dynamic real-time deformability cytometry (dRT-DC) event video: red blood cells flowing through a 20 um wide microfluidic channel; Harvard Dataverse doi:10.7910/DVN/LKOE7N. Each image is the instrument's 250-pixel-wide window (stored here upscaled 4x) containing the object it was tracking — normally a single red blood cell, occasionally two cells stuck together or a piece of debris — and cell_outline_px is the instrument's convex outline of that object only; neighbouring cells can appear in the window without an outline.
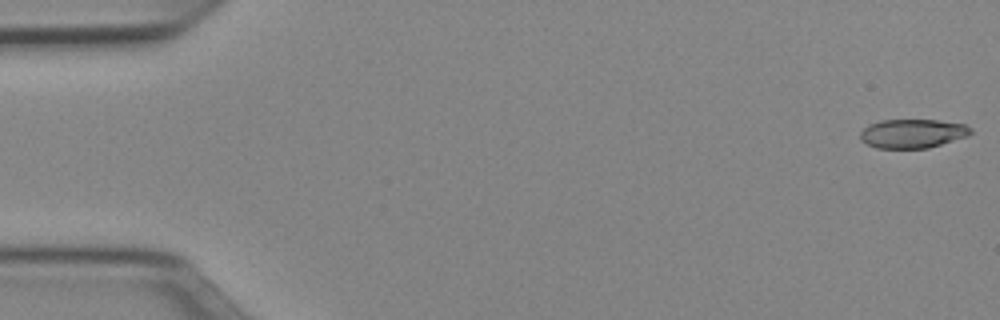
{"species": "Egyptian fruit bat (a non-hibernating species)", "species_latin": "Rousettus aegyptiacus", "temperature_condition": "cold", "stored_images_in_passage": 52, "segment_of_instrument_passage": [1, 2], "camera_frame_rate_fps": 3000, "um_per_image_px": 0.085, "animal": {"sex": "female"}, "frame": {"image": 1, "passage_image": 1, "time_ms": 0.0, "image_size_px": [1000, 320], "cell_outline_px": [[972, 132], [968, 136], [928, 148], [876, 148], [860, 140], [860, 132], [868, 124], [880, 120], [936, 120], [964, 124], [972, 128]], "centroid_in_image_um": [77.55, 11.35], "position_along_channel_um": 7.4, "area_um2": 18.67}}
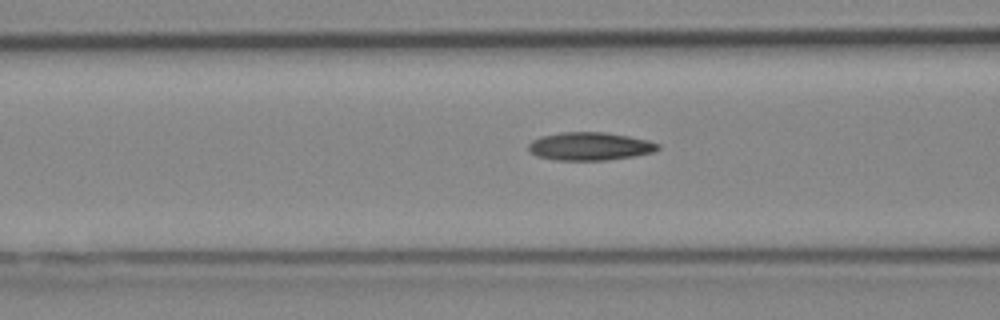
{"frame": {"image": 2, "passage_image": 20, "time_ms": 6.333, "image_size_px": [1000, 320], "cell_outline_px": [[660, 148], [652, 152], [636, 156], [608, 160], [556, 160], [536, 156], [528, 148], [528, 144], [532, 140], [540, 136], [560, 132], [604, 132], [628, 136], [648, 140], [660, 144]], "centroid_in_image_um": [50.14, 12.43], "position_along_channel_um": 116.5, "area_um2": 21.27}}
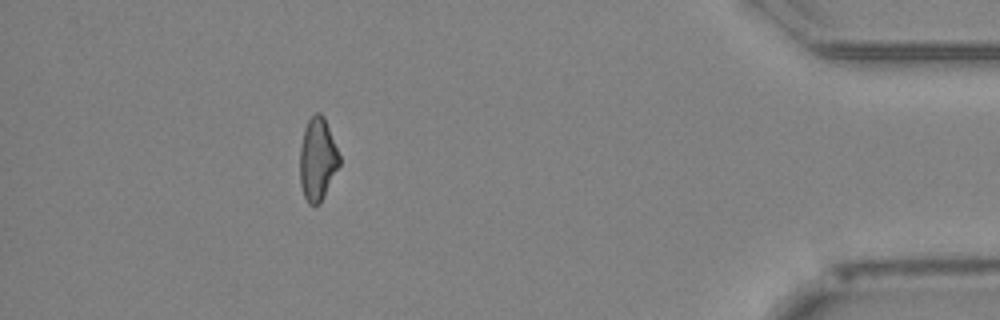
{"frame": {"image": 3, "passage_image": 46, "time_ms": 15.0, "image_size_px": [1000, 320], "cell_outline_px": [[340, 164], [320, 204], [308, 204], [304, 196], [300, 184], [300, 148], [304, 128], [308, 120], [316, 112], [320, 112], [324, 116], [340, 156]], "centroid_in_image_um": [26.98, 13.53], "position_along_channel_um": 408.2, "area_um2": 19.02}}